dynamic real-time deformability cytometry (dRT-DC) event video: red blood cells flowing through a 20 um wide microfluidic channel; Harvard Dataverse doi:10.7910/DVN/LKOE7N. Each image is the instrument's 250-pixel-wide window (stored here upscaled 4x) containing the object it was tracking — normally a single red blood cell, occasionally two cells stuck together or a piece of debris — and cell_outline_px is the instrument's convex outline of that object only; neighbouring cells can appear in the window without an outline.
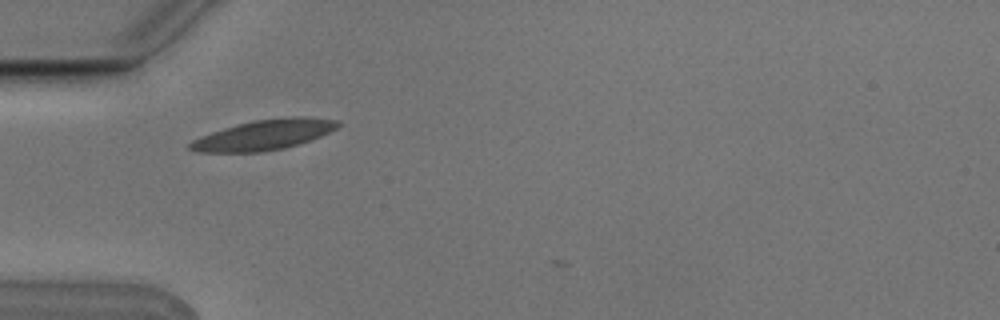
{"species": "Egyptian fruit bat (a non-hibernating species)", "species_latin": "Rousettus aegyptiacus", "temperature_condition": "cold", "stored_images_in_passage": 1, "camera_frame_rate_fps": 3000, "um_per_image_px": 0.085, "animal": {"sex": "male"}, "frame": {"image": 1, "passage_image": 1, "time_ms": 0.0, "image_size_px": [1000, 320], "cell_outline_px": [[340, 124], [336, 128], [320, 136], [284, 148], [260, 152], [196, 152], [188, 148], [188, 144], [192, 140], [200, 136], [236, 124], [256, 120], [292, 116], [304, 116], [336, 120]], "centroid_in_image_um": [22.39, 11.46], "position_along_channel_um": 62.6, "area_um2": 25.72}}